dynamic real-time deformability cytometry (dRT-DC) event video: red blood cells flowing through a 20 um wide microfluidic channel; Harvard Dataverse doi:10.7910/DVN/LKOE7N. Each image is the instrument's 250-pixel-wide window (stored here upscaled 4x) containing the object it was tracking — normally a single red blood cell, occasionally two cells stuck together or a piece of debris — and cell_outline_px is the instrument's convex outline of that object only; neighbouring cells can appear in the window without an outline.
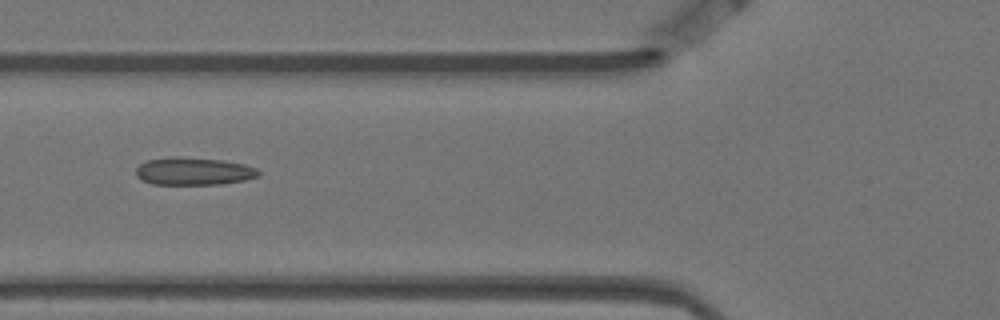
{"species": "Egyptian fruit bat (a non-hibernating species)", "species_latin": "Rousettus aegyptiacus", "temperature_condition": "warm", "stored_images_in_passage": 9, "camera_frame_rate_fps": 3000, "um_per_image_px": 0.085, "animal": {"sex": "female"}, "frame": {"image": 1, "passage_image": 6, "time_ms": 1.667, "image_size_px": [1000, 320], "cell_outline_px": [[260, 176], [244, 180], [220, 184], [152, 184], [140, 180], [136, 176], [136, 168], [140, 164], [148, 160], [172, 156], [176, 156], [224, 160], [244, 164], [256, 168], [260, 172]], "centroid_in_image_um": [16.45, 14.55], "position_along_channel_um": 109.4, "area_um2": 19.88}}
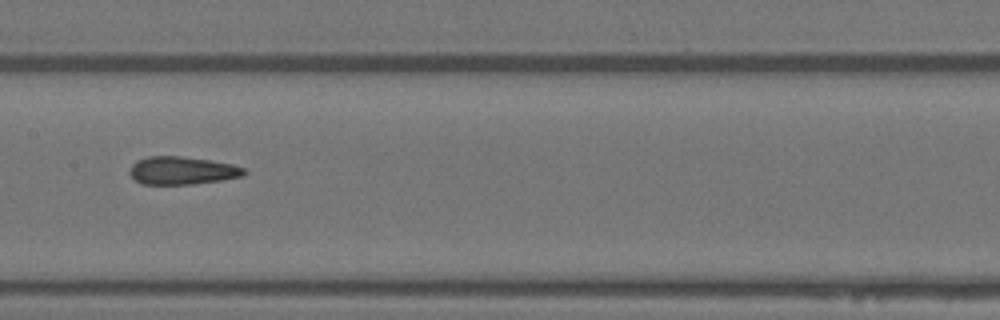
{"frame": {"image": 2, "passage_image": 8, "time_ms": 2.333, "image_size_px": [1000, 320], "cell_outline_px": [[248, 172], [244, 176], [220, 180], [192, 184], [140, 184], [128, 172], [132, 164], [136, 160], [148, 156], [180, 156], [208, 160], [232, 164], [244, 168]], "centroid_in_image_um": [15.47, 14.49], "position_along_channel_um": 191.9, "area_um2": 18.61}}
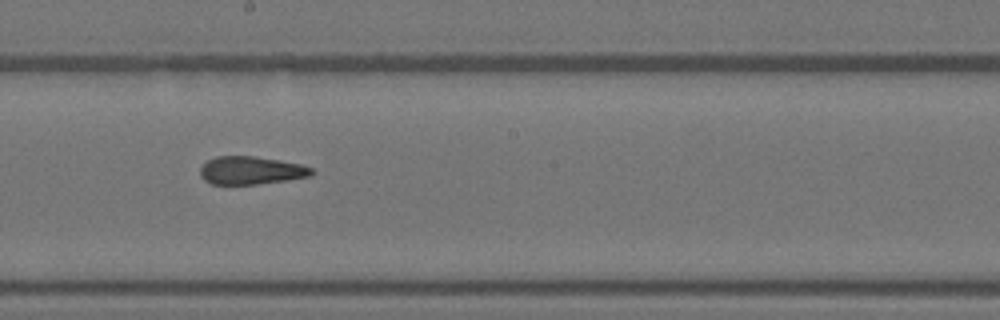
{"frame": {"image": 3, "passage_image": 9, "time_ms": 2.667, "image_size_px": [1000, 320], "cell_outline_px": [[316, 172], [312, 176], [256, 184], [212, 184], [204, 180], [200, 176], [200, 168], [208, 160], [216, 156], [252, 156], [280, 160], [300, 164], [312, 168]], "centroid_in_image_um": [21.34, 14.48], "position_along_channel_um": 226.9, "area_um2": 18.15}}